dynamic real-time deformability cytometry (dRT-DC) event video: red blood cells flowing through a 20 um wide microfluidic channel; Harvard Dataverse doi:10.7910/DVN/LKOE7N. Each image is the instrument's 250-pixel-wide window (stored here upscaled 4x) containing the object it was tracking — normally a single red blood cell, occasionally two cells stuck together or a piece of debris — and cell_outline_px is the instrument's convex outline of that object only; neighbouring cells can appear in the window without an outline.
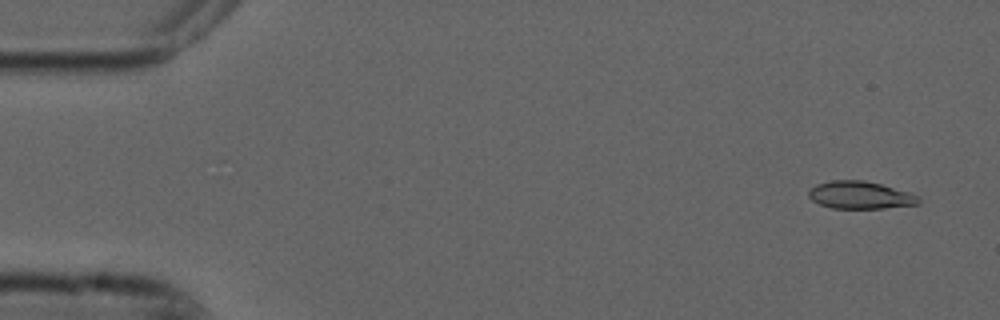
{"species": "common noctule bat (a hibernating species)", "species_latin": "Nyctalus noctula", "temperature_condition": "cold", "stored_images_in_passage": 54, "camera_frame_rate_fps": 3000, "um_per_image_px": 0.085, "animal": {"sex": "male", "forearm_length_mm": 52.5}, "frame": {"image": 1, "passage_image": 3, "time_ms": 0.667, "image_size_px": [1000, 320], "cell_outline_px": [[920, 204], [884, 208], [832, 208], [820, 204], [812, 200], [808, 196], [808, 192], [816, 184], [832, 180], [864, 180], [912, 192], [920, 196]], "centroid_in_image_um": [73.16, 16.58], "position_along_channel_um": 11.8, "area_um2": 17.74}}
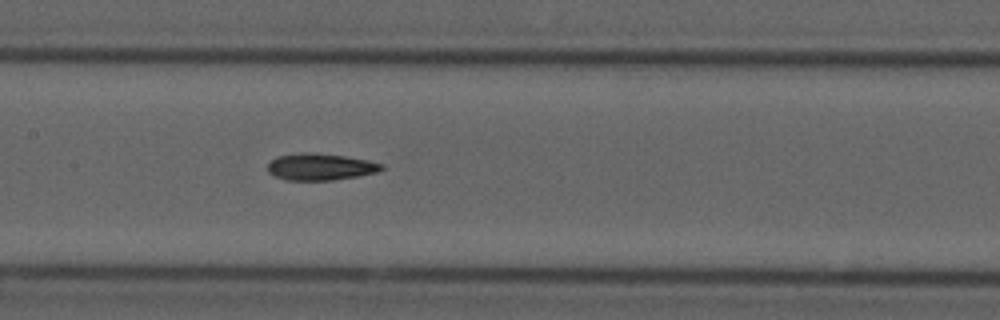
{"frame": {"image": 2, "passage_image": 26, "time_ms": 8.333, "image_size_px": [1000, 320], "cell_outline_px": [[384, 168], [376, 172], [356, 176], [332, 180], [288, 180], [276, 176], [268, 172], [268, 164], [272, 160], [280, 156], [304, 152], [308, 152], [344, 156], [368, 160], [384, 164]], "centroid_in_image_um": [27.25, 14.18], "position_along_channel_um": 180.2, "area_um2": 17.46}}
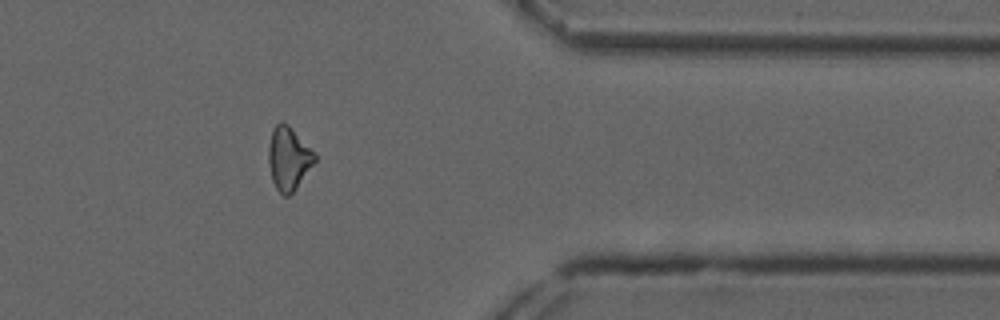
{"frame": {"image": 3, "passage_image": 44, "time_ms": 14.333, "image_size_px": [1000, 320], "cell_outline_px": [[316, 160], [296, 188], [288, 196], [284, 196], [276, 188], [272, 180], [268, 160], [268, 148], [272, 128], [280, 120], [288, 124], [316, 156]], "centroid_in_image_um": [24.49, 13.45], "position_along_channel_um": 386.9, "area_um2": 16.7}, "authors_computed_cell_mechanics": {"area_um2": 17.4556, "velocity_mm_per_s": 3.7415, "shape_relaxation_time_tau1_ms": 11.2227, "shape_relaxation_time_tau2_ms": 8.0162, "deformation_change_tau1": 0.2371, "deformation_change_tau2": 0.1694}}